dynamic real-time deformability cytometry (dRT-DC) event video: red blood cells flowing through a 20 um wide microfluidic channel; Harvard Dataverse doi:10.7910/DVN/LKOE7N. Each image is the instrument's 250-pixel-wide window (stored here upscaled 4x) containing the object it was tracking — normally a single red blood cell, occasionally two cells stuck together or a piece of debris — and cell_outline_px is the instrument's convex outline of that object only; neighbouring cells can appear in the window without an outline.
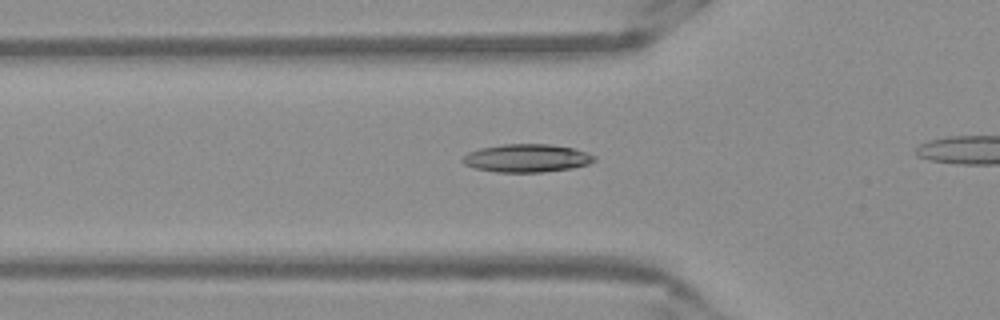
{"species": "Egyptian fruit bat (a non-hibernating species)", "species_latin": "Rousettus aegyptiacus", "temperature_condition": "warm", "stored_images_in_passage": 29, "camera_frame_rate_fps": 3000, "um_per_image_px": 0.085, "frame": {"image": 1, "passage_image": 4, "time_ms": 1.0, "image_size_px": [1000, 320], "cell_outline_px": [[596, 160], [588, 164], [572, 168], [544, 172], [496, 172], [476, 168], [464, 164], [460, 160], [468, 152], [480, 148], [504, 144], [548, 144], [572, 148], [596, 156]], "centroid_in_image_um": [44.76, 13.44], "position_along_channel_um": 81.0, "area_um2": 21.44}}
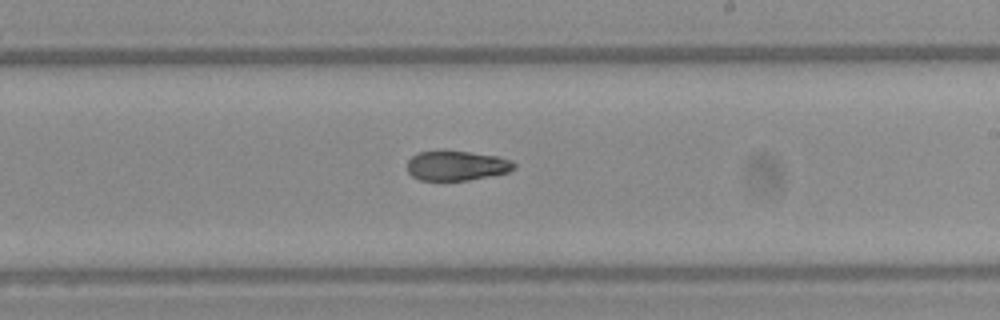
{"frame": {"image": 2, "passage_image": 17, "time_ms": 5.333, "image_size_px": [1000, 320], "cell_outline_px": [[516, 168], [508, 172], [468, 180], [420, 180], [412, 176], [408, 172], [408, 160], [412, 156], [420, 152], [444, 148], [500, 156], [512, 160], [516, 164]], "centroid_in_image_um": [38.82, 14.04], "position_along_channel_um": 250.2, "area_um2": 19.07}}
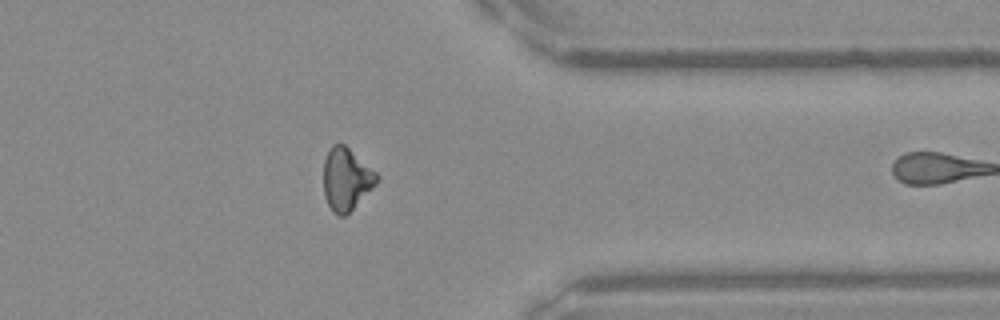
{"frame": {"image": 3, "passage_image": 28, "time_ms": 9.0, "image_size_px": [1000, 320], "cell_outline_px": [[380, 180], [344, 216], [340, 216], [332, 212], [324, 196], [324, 160], [328, 148], [332, 144], [344, 144], [376, 172], [380, 176]], "centroid_in_image_um": [29.42, 15.21], "position_along_channel_um": 382.0, "area_um2": 19.19}}